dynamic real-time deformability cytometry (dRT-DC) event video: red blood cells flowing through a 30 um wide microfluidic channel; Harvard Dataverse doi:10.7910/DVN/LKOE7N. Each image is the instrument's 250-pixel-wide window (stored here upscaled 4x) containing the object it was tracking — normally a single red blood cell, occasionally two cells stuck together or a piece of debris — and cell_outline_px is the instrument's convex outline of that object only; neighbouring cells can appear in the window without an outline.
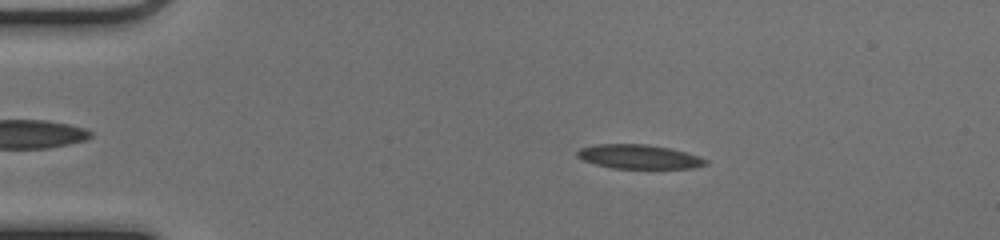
{"species": "common noctule bat (a hibernating species)", "species_latin": "Nyctalus noctula", "temperature_condition": "cold", "stored_images_in_passage": 52, "camera_frame_rate_fps": 3000, "um_per_image_px": 0.085, "animal": {"sex": "female", "body_mass_g": 17.0, "forearm_length_mm": 48.0}, "frame": {"image": 1, "passage_image": 10, "time_ms": 3.0, "image_size_px": [1000, 240], "cell_outline_px": [[708, 164], [696, 168], [612, 168], [596, 164], [584, 160], [576, 156], [576, 152], [580, 148], [596, 144], [648, 144], [668, 148], [700, 156], [708, 160]], "centroid_in_image_um": [54.32, 13.32], "position_along_channel_um": 30.7, "area_um2": 18.03}}
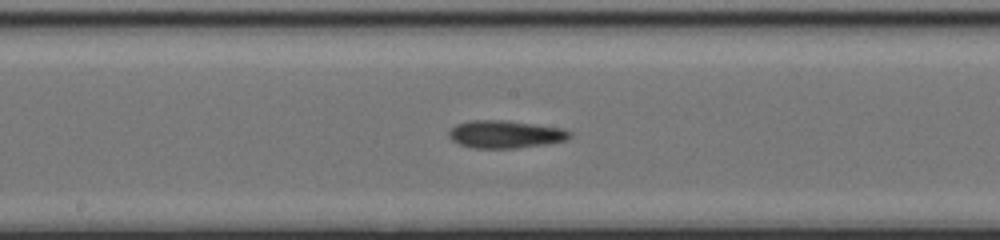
{"frame": {"image": 2, "passage_image": 28, "time_ms": 9.0, "image_size_px": [1000, 240], "cell_outline_px": [[572, 136], [568, 140], [548, 144], [516, 148], [472, 148], [460, 144], [452, 140], [448, 136], [448, 132], [456, 124], [468, 120], [508, 120], [564, 128], [572, 132]], "centroid_in_image_um": [42.99, 11.41], "position_along_channel_um": 205.2, "area_um2": 19.83}}
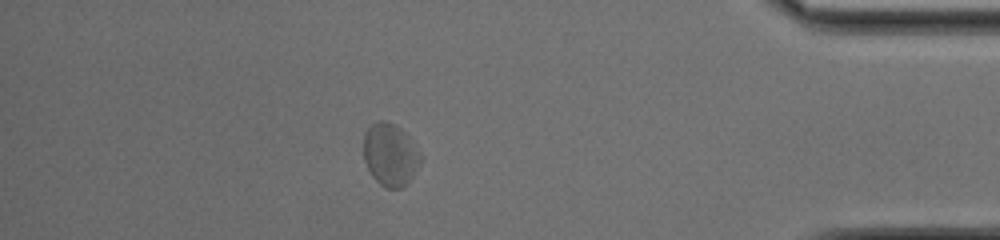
{"frame": {"image": 3, "passage_image": 46, "time_ms": 15.0, "image_size_px": [1000, 240], "cell_outline_px": [[420, 164], [412, 176], [400, 188], [384, 188], [372, 176], [364, 160], [364, 132], [376, 120], [384, 120], [400, 128], [408, 136], [420, 152]], "centroid_in_image_um": [33.15, 13.13], "position_along_channel_um": 402.1, "area_um2": 20.52}, "authors_computed_cell_mechanics": {"area_um2": 18.9873, "velocity_mm_per_s": 3.9335, "shape_relaxation_time_tau1_ms": 3.8502, "shape_relaxation_time_tau2_ms": 3.7191, "deformation_change_tau1": 0.0804, "deformation_change_tau2": 0.0928}}